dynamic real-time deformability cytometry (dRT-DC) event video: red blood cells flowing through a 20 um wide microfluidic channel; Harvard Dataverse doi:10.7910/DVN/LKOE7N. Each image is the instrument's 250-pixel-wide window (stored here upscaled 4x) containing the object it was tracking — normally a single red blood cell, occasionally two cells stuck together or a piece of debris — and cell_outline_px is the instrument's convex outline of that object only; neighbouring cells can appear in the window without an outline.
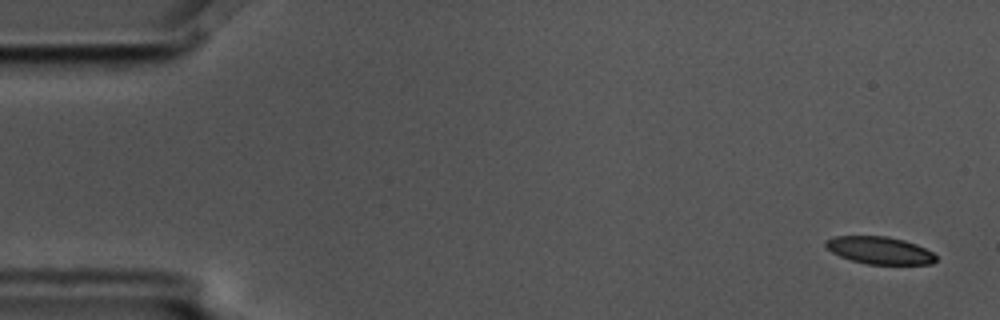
{"species": "common noctule bat (a hibernating species)", "species_latin": "Nyctalus noctula", "temperature_condition": "cold", "stored_images_in_passage": 6, "segment_of_instrument_passage": [1, 2], "camera_frame_rate_fps": 3000, "um_per_image_px": 0.085, "animal": {"sex": "male", "body_mass_g": 17.5, "forearm_length_mm": 52.3}, "frame": {"image": 1, "passage_image": 1, "time_ms": 0.0, "image_size_px": [1000, 320], "cell_outline_px": [[936, 260], [932, 264], [868, 264], [852, 260], [840, 256], [832, 252], [824, 244], [824, 240], [832, 236], [888, 236], [904, 240], [916, 244], [932, 252], [936, 256]], "centroid_in_image_um": [74.75, 21.27], "position_along_channel_um": 10.3, "area_um2": 17.57}}
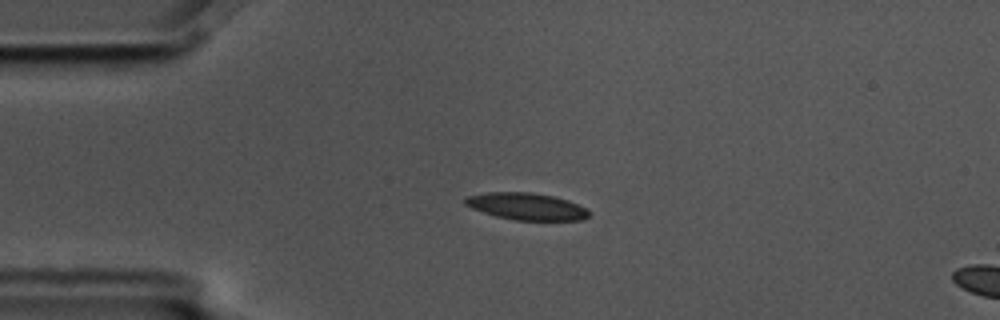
{"frame": {"image": 2, "passage_image": 4, "time_ms": 1.0, "image_size_px": [1000, 320], "cell_outline_px": [[588, 216], [584, 220], [516, 220], [496, 216], [472, 208], [464, 204], [464, 196], [488, 192], [532, 192], [552, 196], [568, 200], [588, 208]], "centroid_in_image_um": [44.75, 17.53], "position_along_channel_um": 40.3, "area_um2": 19.48}}